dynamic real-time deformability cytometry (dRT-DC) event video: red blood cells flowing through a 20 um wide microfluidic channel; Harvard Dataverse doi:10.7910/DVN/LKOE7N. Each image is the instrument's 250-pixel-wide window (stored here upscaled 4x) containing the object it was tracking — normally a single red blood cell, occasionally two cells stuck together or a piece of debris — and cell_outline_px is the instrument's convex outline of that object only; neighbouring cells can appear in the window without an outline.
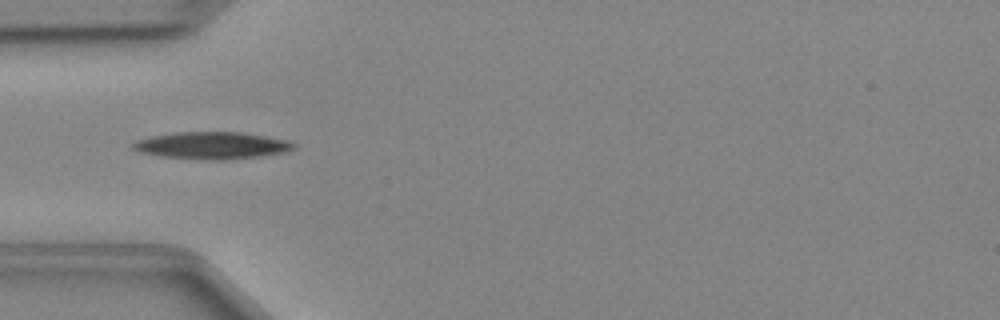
{"species": "Egyptian fruit bat (a non-hibernating species)", "species_latin": "Rousettus aegyptiacus", "temperature_condition": "cold", "stored_images_in_passage": 26, "camera_frame_rate_fps": 3000, "um_per_image_px": 0.085, "animal": {"sex": "female"}, "frame": {"image": 1, "passage_image": 7, "time_ms": 2.0, "image_size_px": [1000, 320], "cell_outline_px": [[296, 148], [288, 152], [260, 156], [224, 160], [208, 160], [160, 156], [140, 152], [132, 148], [132, 144], [136, 140], [152, 136], [176, 132], [244, 132], [288, 140], [296, 144]], "centroid_in_image_um": [18.06, 12.36], "position_along_channel_um": 66.9, "area_um2": 25.55}}
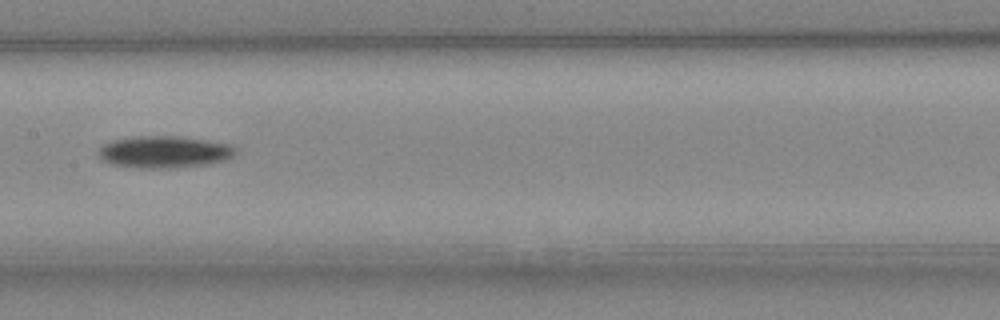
{"frame": {"image": 2, "passage_image": 16, "time_ms": 5.0, "image_size_px": [1000, 320], "cell_outline_px": [[240, 148], [236, 156], [228, 160], [208, 164], [180, 168], [136, 168], [112, 164], [100, 160], [100, 148], [104, 144], [112, 140], [136, 136], [180, 136], [232, 144]], "centroid_in_image_um": [14.07, 12.92], "position_along_channel_um": 193.3, "area_um2": 26.13}}
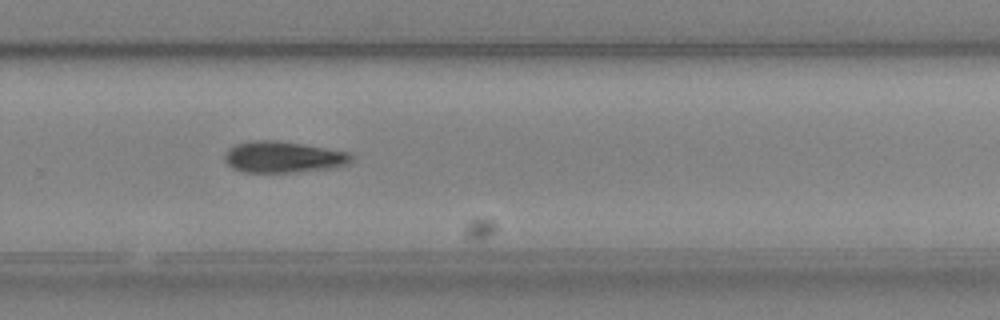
{"frame": {"image": 3, "passage_image": 24, "time_ms": 7.667, "image_size_px": [1000, 320], "cell_outline_px": [[352, 160], [348, 164], [332, 168], [292, 172], [244, 172], [232, 168], [224, 160], [224, 152], [228, 148], [236, 144], [248, 140], [276, 140], [304, 144], [352, 152]], "centroid_in_image_um": [24.07, 13.33], "position_along_channel_um": 305.7, "area_um2": 23.41}}